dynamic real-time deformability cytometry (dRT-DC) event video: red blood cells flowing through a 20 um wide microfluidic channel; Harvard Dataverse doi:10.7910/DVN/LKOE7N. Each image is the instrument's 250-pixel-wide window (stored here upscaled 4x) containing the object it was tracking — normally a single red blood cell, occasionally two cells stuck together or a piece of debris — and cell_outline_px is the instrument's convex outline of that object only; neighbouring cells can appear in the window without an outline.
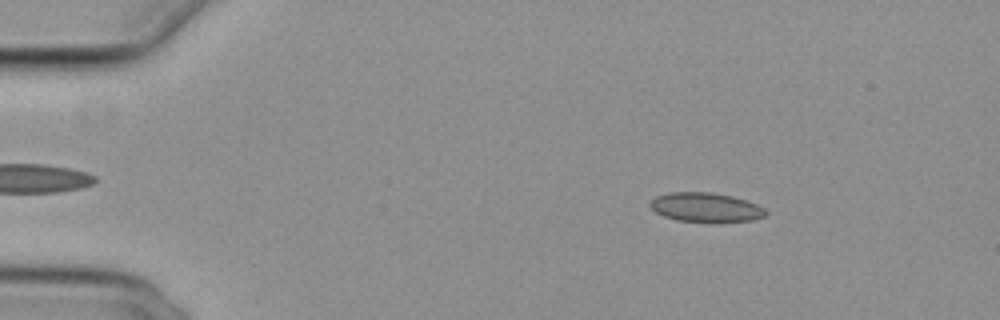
{"species": "common noctule bat (a hibernating species)", "species_latin": "Nyctalus noctula", "temperature_condition": "cold", "stored_images_in_passage": 49, "camera_frame_rate_fps": 3000, "um_per_image_px": 0.085, "animal": {"sex": "female", "body_mass_g": 29.2, "forearm_length_mm": 56.3}, "frame": {"image": 1, "passage_image": 8, "time_ms": 2.333, "image_size_px": [1000, 320], "cell_outline_px": [[768, 212], [764, 216], [752, 220], [676, 220], [664, 216], [656, 212], [648, 204], [656, 196], [668, 192], [712, 192], [732, 196], [756, 204], [764, 208]], "centroid_in_image_um": [59.95, 17.58], "position_along_channel_um": 25.1, "area_um2": 19.07}}
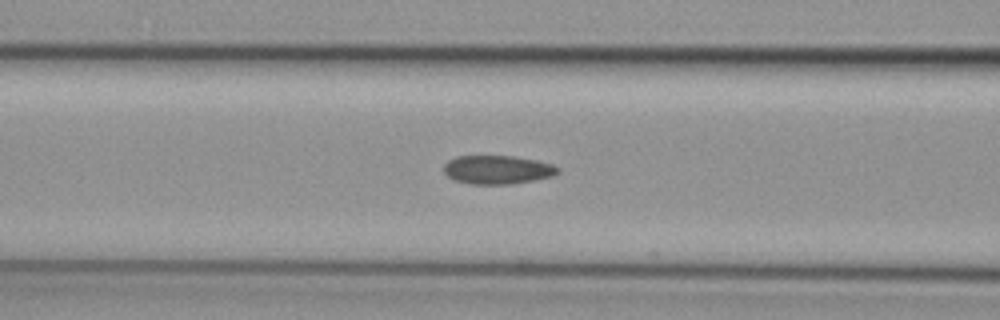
{"frame": {"image": 2, "passage_image": 22, "time_ms": 7.0, "image_size_px": [1000, 320], "cell_outline_px": [[560, 172], [552, 176], [512, 184], [472, 184], [452, 180], [444, 172], [444, 164], [448, 160], [456, 156], [512, 156], [536, 160], [552, 164], [560, 168]], "centroid_in_image_um": [42.27, 14.42], "position_along_channel_um": 124.3, "area_um2": 19.07}}
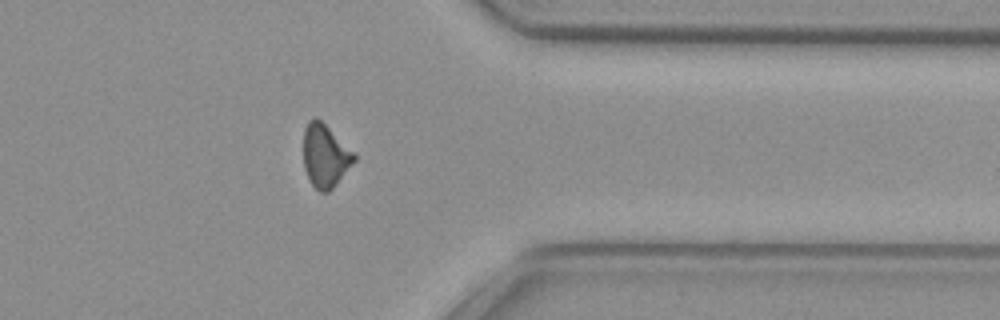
{"frame": {"image": 3, "passage_image": 43, "time_ms": 14.0, "image_size_px": [1000, 320], "cell_outline_px": [[356, 160], [336, 184], [328, 192], [320, 192], [312, 184], [304, 168], [304, 128], [308, 120], [312, 116], [316, 116], [356, 156]], "centroid_in_image_um": [27.61, 13.24], "position_along_channel_um": 383.8, "area_um2": 18.21}}